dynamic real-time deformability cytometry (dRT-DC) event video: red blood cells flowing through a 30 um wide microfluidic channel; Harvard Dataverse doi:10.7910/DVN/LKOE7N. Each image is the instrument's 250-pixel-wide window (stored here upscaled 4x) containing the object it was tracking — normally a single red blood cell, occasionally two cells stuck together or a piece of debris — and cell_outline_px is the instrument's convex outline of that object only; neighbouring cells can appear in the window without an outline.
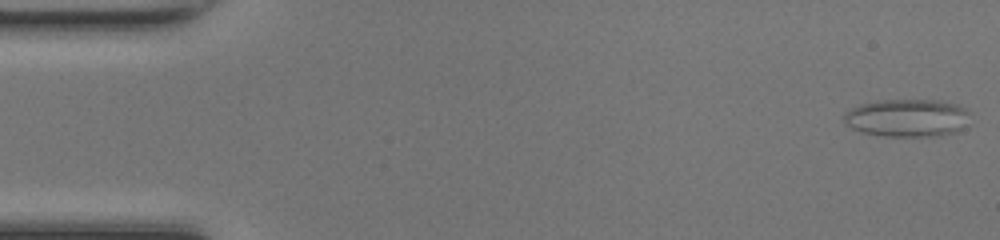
{"species": "common noctule bat (a hibernating species)", "species_latin": "Nyctalus noctula", "temperature_condition": "room temperature", "stored_images_in_passage": 48, "camera_frame_rate_fps": 3000, "um_per_image_px": 0.085, "animal": {"sex": "female", "body_mass_g": 17.0, "forearm_length_mm": 48.0}, "frame": {"image": 1, "passage_image": 1, "time_ms": 0.0, "image_size_px": [1000, 240], "cell_outline_px": [[968, 112], [960, 128], [956, 132], [940, 136], [884, 136], [860, 132], [844, 124], [844, 112], [860, 104], [876, 100], [940, 100], [956, 104], [968, 108]], "centroid_in_image_um": [77.05, 10.01], "position_along_channel_um": 8.0, "area_um2": 27.74}}
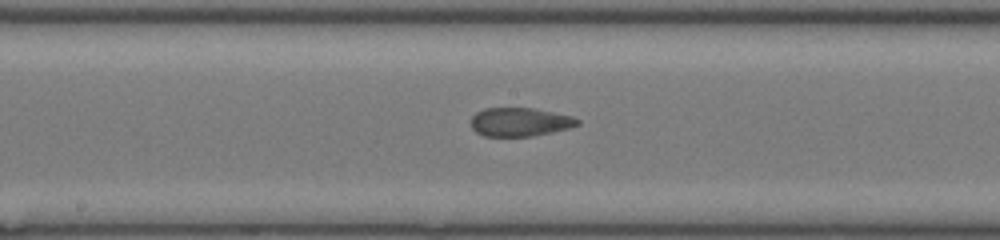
{"frame": {"image": 2, "passage_image": 25, "time_ms": 8.0, "image_size_px": [1000, 240], "cell_outline_px": [[580, 124], [568, 128], [552, 132], [532, 136], [484, 136], [476, 132], [472, 128], [472, 116], [476, 112], [484, 108], [532, 108], [572, 116], [580, 120]], "centroid_in_image_um": [44.18, 10.37], "position_along_channel_um": 204.0, "area_um2": 17.69}}
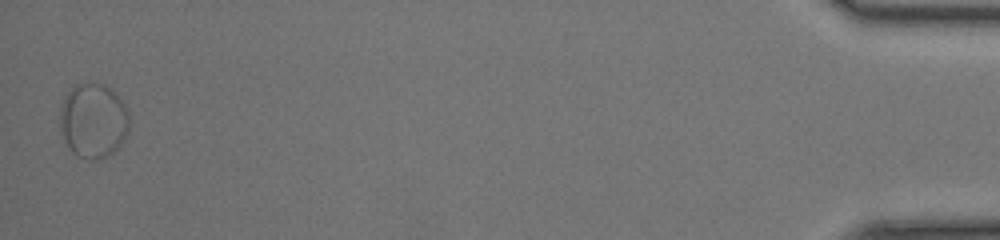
{"frame": {"image": 3, "passage_image": 48, "time_ms": 15.667, "image_size_px": [1000, 240], "cell_outline_px": [[128, 128], [120, 144], [112, 156], [96, 160], [88, 160], [72, 152], [68, 148], [60, 124], [60, 108], [64, 96], [76, 84], [88, 80], [104, 84], [112, 88], [116, 92], [124, 104], [128, 112]], "centroid_in_image_um": [7.93, 10.22], "position_along_channel_um": 427.3, "area_um2": 30.58}}